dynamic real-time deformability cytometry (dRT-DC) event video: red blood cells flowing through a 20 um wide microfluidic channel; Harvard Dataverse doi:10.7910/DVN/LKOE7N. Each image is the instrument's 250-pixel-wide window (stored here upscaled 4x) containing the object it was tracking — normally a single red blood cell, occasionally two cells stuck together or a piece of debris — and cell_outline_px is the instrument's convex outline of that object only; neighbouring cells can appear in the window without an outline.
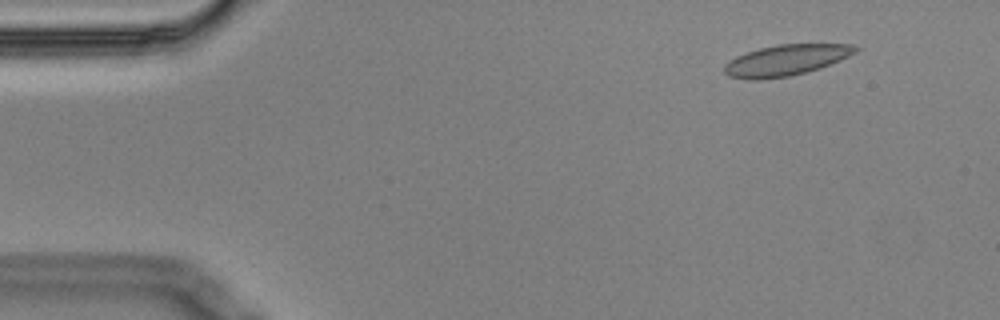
{"species": "Egyptian fruit bat (a non-hibernating species)", "species_latin": "Rousettus aegyptiacus", "temperature_condition": "cold", "stored_images_in_passage": 6, "camera_frame_rate_fps": 3000, "um_per_image_px": 0.085, "animal": {"sex": "male"}, "frame": {"image": 1, "passage_image": 2, "time_ms": 0.333, "image_size_px": [1000, 320], "cell_outline_px": [[860, 48], [856, 52], [848, 56], [820, 68], [788, 76], [760, 80], [748, 80], [728, 76], [724, 72], [724, 64], [728, 60], [736, 56], [760, 48], [780, 44], [852, 44]], "centroid_in_image_um": [66.77, 5.12], "position_along_channel_um": 18.2, "area_um2": 23.52}}
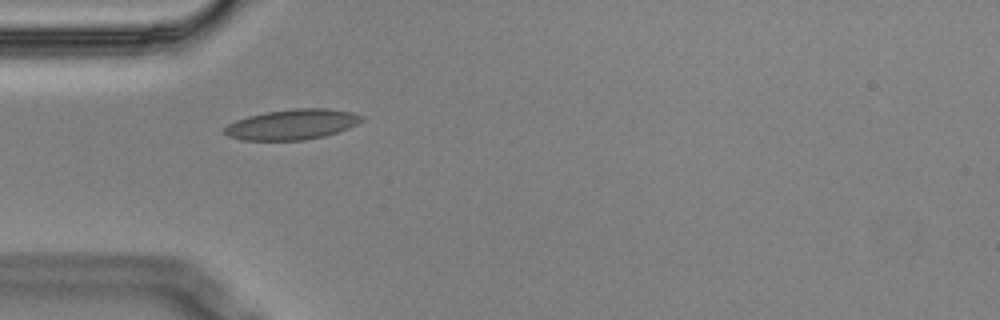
{"frame": {"image": 2, "passage_image": 5, "time_ms": 1.333, "image_size_px": [1000, 320], "cell_outline_px": [[364, 120], [348, 128], [324, 136], [304, 140], [240, 140], [228, 136], [220, 132], [228, 124], [236, 120], [248, 116], [268, 112], [292, 108], [328, 108], [352, 112], [364, 116]], "centroid_in_image_um": [24.81, 10.57], "position_along_channel_um": 60.2, "area_um2": 24.33}}
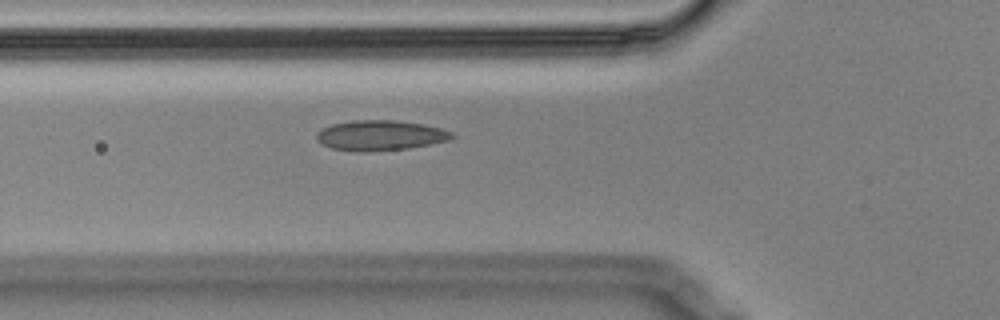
{"frame": {"image": 3, "passage_image": 6, "time_ms": 1.667, "image_size_px": [1000, 320], "cell_outline_px": [[456, 136], [448, 140], [408, 148], [368, 152], [360, 152], [332, 148], [316, 140], [316, 132], [320, 128], [332, 124], [352, 120], [392, 120], [420, 124], [440, 128], [452, 132]], "centroid_in_image_um": [32.27, 11.51], "position_along_channel_um": 93.5, "area_um2": 23.7}}